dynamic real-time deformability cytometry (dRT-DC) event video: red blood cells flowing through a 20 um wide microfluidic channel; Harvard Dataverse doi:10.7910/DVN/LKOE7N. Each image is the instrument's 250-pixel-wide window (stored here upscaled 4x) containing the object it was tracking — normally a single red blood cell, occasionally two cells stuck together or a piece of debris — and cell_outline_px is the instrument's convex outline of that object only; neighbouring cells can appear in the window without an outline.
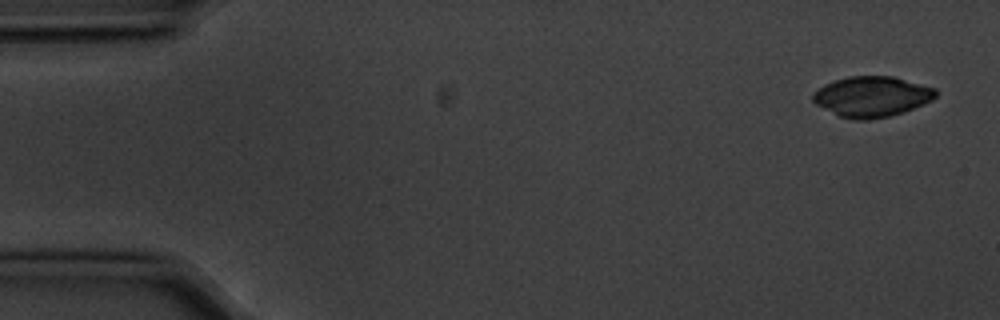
{"species": "common noctule bat (a hibernating species)", "species_latin": "Nyctalus noctula", "temperature_condition": "cold", "stored_images_in_passage": 4, "camera_frame_rate_fps": 3000, "um_per_image_px": 0.085, "animal": {"sex": "male", "body_mass_g": 20.1, "forearm_length_mm": 53.5}, "frame": {"image": 1, "passage_image": 1, "time_ms": 0.0, "image_size_px": [1000, 320], "cell_outline_px": [[936, 96], [932, 100], [904, 112], [888, 116], [868, 120], [856, 120], [840, 116], [816, 104], [812, 100], [812, 96], [824, 84], [848, 76], [892, 76], [936, 88]], "centroid_in_image_um": [74.12, 8.21], "position_along_channel_um": 10.9, "area_um2": 28.67}}